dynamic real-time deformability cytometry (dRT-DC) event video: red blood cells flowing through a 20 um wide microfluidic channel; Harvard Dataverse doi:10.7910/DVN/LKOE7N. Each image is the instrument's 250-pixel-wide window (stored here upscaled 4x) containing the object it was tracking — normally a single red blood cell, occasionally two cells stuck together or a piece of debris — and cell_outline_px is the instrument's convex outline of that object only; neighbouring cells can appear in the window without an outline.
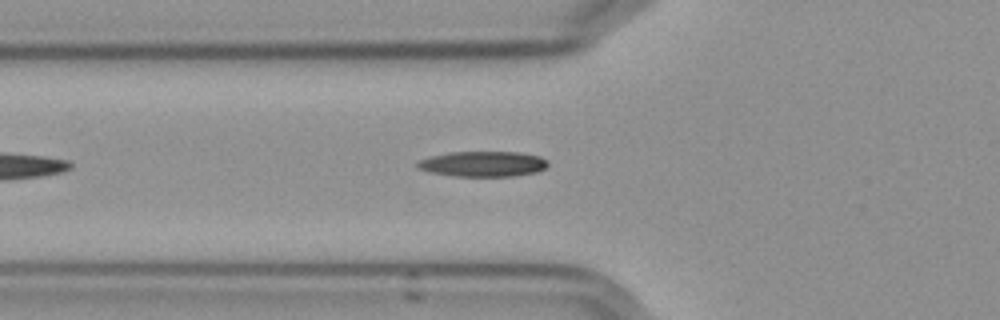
{"species": "Egyptian fruit bat (a non-hibernating species)", "species_latin": "Rousettus aegyptiacus", "temperature_condition": "cold", "stored_images_in_passage": 15, "camera_frame_rate_fps": 3000, "um_per_image_px": 0.085, "frame": {"image": 1, "passage_image": 3, "time_ms": 0.667, "image_size_px": [1000, 320], "cell_outline_px": [[548, 164], [544, 168], [536, 172], [512, 176], [456, 176], [432, 172], [416, 168], [416, 160], [428, 156], [448, 152], [520, 152], [540, 156], [548, 160]], "centroid_in_image_um": [41.01, 13.92], "position_along_channel_um": 84.8, "area_um2": 19.42}}
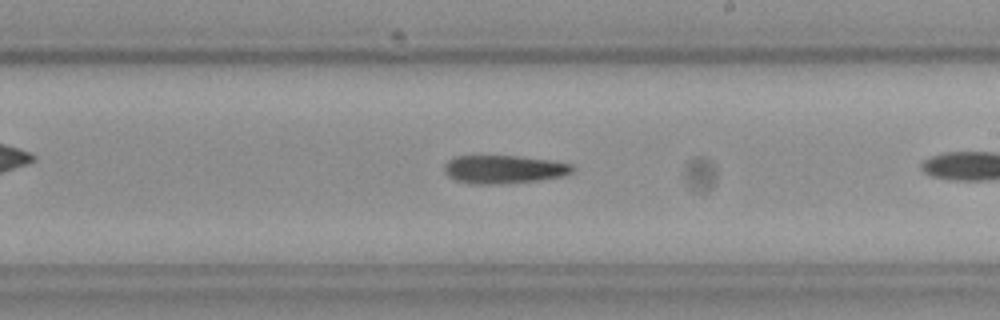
{"frame": {"image": 2, "passage_image": 13, "time_ms": 4.0, "image_size_px": [1000, 320], "cell_outline_px": [[572, 172], [564, 176], [540, 180], [492, 184], [476, 184], [456, 180], [448, 176], [444, 172], [444, 164], [448, 160], [456, 156], [520, 156], [552, 160], [572, 164]], "centroid_in_image_um": [42.82, 14.38], "position_along_channel_um": 246.2, "area_um2": 21.04}}